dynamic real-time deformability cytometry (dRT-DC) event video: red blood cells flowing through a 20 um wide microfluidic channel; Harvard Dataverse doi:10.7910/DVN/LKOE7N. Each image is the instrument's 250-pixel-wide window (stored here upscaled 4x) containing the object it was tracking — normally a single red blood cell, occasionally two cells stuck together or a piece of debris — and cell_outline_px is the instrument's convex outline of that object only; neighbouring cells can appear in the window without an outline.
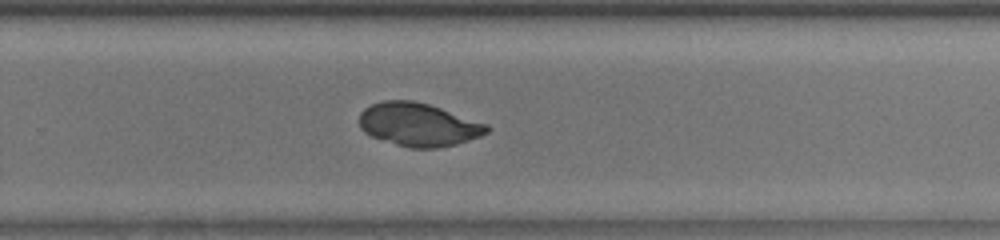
{"species": "common noctule bat (a hibernating species)", "species_latin": "Nyctalus noctula", "temperature_condition": "room temperature", "stored_images_in_passage": 38, "camera_frame_rate_fps": 3000, "um_per_image_px": 0.085, "animal": {"sex": "male", "body_mass_g": 13.0, "forearm_length_mm": 53.1}, "frame": {"image": 1, "passage_image": 25, "time_ms": 8.0, "image_size_px": [1000, 240], "cell_outline_px": [[492, 128], [488, 132], [480, 136], [456, 144], [436, 148], [412, 148], [396, 144], [372, 136], [364, 132], [360, 128], [360, 112], [364, 108], [372, 104], [384, 100], [412, 100], [428, 104], [488, 124]], "centroid_in_image_um": [35.58, 10.58], "position_along_channel_um": 294.2, "area_um2": 31.96}}
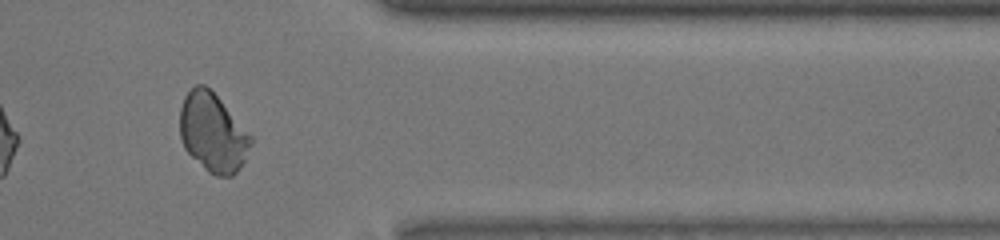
{"frame": {"image": 2, "passage_image": 33, "time_ms": 10.667, "image_size_px": [1000, 240], "cell_outline_px": [[252, 144], [244, 160], [236, 172], [232, 176], [216, 176], [208, 172], [184, 148], [180, 136], [180, 108], [184, 96], [196, 84], [204, 84], [220, 100], [252, 136]], "centroid_in_image_um": [18.07, 11.28], "position_along_channel_um": 393.3, "area_um2": 32.14}}